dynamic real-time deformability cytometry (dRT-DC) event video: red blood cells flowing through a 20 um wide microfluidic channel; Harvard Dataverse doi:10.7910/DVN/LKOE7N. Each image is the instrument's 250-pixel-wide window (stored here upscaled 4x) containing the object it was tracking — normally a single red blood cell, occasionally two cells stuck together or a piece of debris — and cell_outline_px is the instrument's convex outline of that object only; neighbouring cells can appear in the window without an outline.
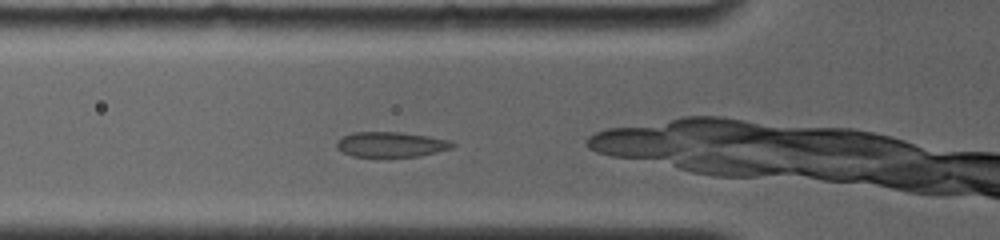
{"species": "common noctule bat (a hibernating species)", "species_latin": "Nyctalus noctula", "temperature_condition": "room temperature", "stored_images_in_passage": 2, "camera_frame_rate_fps": 4000, "um_per_image_px": 0.085, "animal": {"sex": "female", "body_mass_g": 19.0, "forearm_length_mm": 56.7}, "frame": {"image": 1, "passage_image": 2, "time_ms": 0.75, "image_size_px": [1000, 240], "cell_outline_px": [[456, 144], [452, 148], [420, 156], [352, 156], [336, 148], [336, 140], [340, 136], [352, 132], [400, 132], [428, 136], [448, 140]], "centroid_in_image_um": [33.19, 12.26], "position_along_channel_um": 92.6, "area_um2": 16.94}}